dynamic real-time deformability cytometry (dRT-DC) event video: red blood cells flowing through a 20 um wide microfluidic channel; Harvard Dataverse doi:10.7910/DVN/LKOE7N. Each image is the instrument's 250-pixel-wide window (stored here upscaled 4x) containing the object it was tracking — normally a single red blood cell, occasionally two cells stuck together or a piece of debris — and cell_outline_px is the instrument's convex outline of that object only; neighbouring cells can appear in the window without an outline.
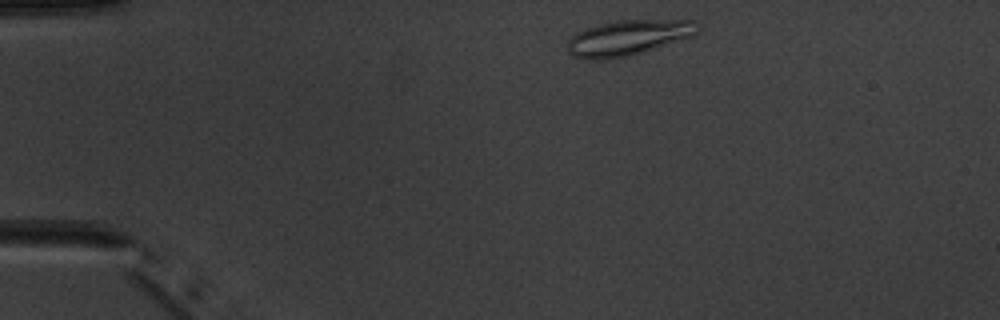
{"species": "common noctule bat (a hibernating species)", "species_latin": "Nyctalus noctula", "temperature_condition": "warm", "stored_images_in_passage": 5, "camera_frame_rate_fps": 3000, "um_per_image_px": 0.085, "animal": {"sex": "male", "body_mass_g": 20.1, "forearm_length_mm": 53.5}, "frame": {"image": 1, "passage_image": 1, "time_ms": 0.0, "image_size_px": [1000, 320], "cell_outline_px": [[700, 24], [696, 36], [628, 56], [608, 60], [588, 60], [572, 56], [568, 52], [568, 40], [576, 32], [600, 24], [616, 20], [696, 20]], "centroid_in_image_um": [53.42, 3.21], "position_along_channel_um": 31.6, "area_um2": 27.11}}
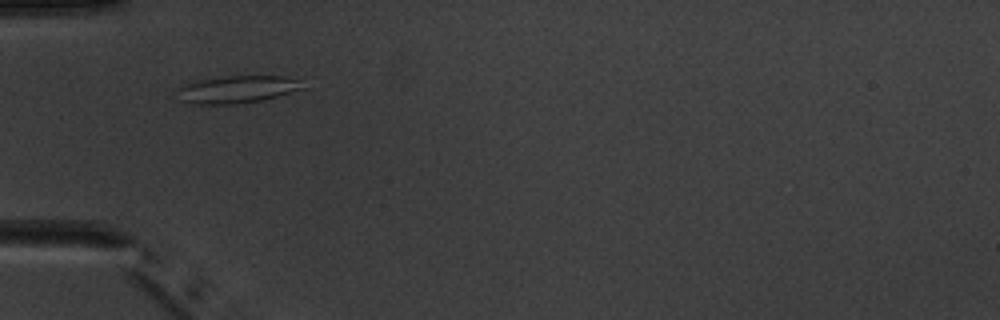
{"frame": {"image": 2, "passage_image": 3, "time_ms": 2.333, "image_size_px": [1000, 320], "cell_outline_px": [[308, 88], [264, 100], [236, 104], [192, 104], [180, 100], [180, 88], [188, 84], [200, 80], [228, 76], [284, 76], [296, 80]], "centroid_in_image_um": [20.24, 7.61], "position_along_channel_um": 64.8, "area_um2": 19.77}}
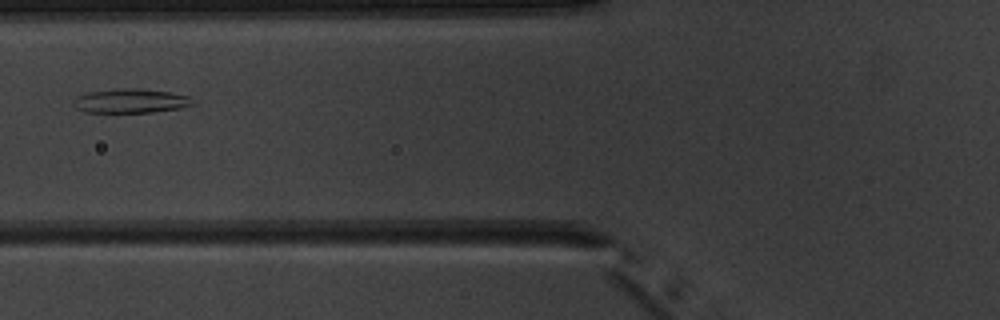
{"frame": {"image": 3, "passage_image": 4, "time_ms": 3.667, "image_size_px": [1000, 320], "cell_outline_px": [[200, 104], [180, 108], [152, 112], [84, 112], [76, 108], [72, 104], [72, 100], [76, 96], [88, 92], [112, 88], [140, 88], [168, 92], [188, 96]], "centroid_in_image_um": [11.11, 8.57], "position_along_channel_um": 114.7, "area_um2": 17.17}}